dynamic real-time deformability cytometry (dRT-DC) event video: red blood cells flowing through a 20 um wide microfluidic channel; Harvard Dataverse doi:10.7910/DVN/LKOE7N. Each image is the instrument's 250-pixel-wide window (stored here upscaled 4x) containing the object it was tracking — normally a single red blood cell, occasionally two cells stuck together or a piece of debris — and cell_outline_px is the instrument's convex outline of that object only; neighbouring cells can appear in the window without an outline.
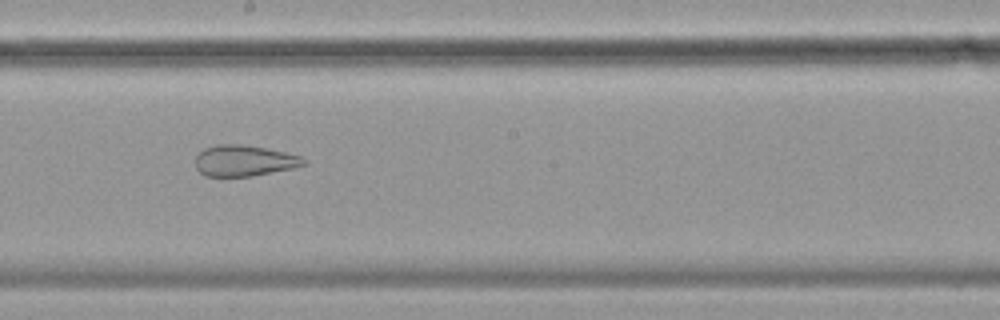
{"species": "common noctule bat (a hibernating species)", "species_latin": "Nyctalus noctula", "temperature_condition": "cold", "stored_images_in_passage": 56, "camera_frame_rate_fps": 3000, "um_per_image_px": 0.085, "animal": {"sex": "female", "body_mass_g": 19.9}, "frame": {"image": 1, "passage_image": 31, "time_ms": 10.0, "image_size_px": [1000, 320], "cell_outline_px": [[304, 164], [296, 168], [252, 176], [204, 176], [196, 168], [196, 156], [204, 148], [216, 144], [240, 144], [264, 148], [284, 152], [300, 156], [304, 160]], "centroid_in_image_um": [20.72, 13.66], "position_along_channel_um": 227.5, "area_um2": 19.48}}
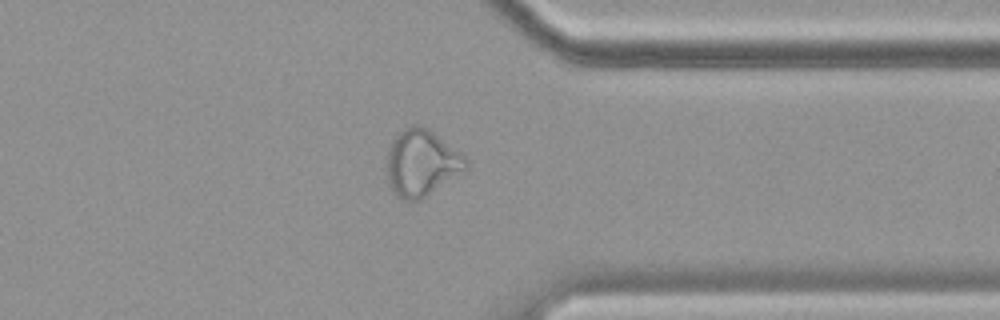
{"frame": {"image": 2, "passage_image": 44, "time_ms": 14.333, "image_size_px": [1000, 320], "cell_outline_px": [[468, 168], [420, 200], [404, 200], [396, 196], [388, 184], [388, 148], [392, 140], [404, 128], [412, 124], [420, 124], [428, 128], [460, 152], [468, 160]], "centroid_in_image_um": [35.83, 13.84], "position_along_channel_um": 375.6, "area_um2": 30.46}}
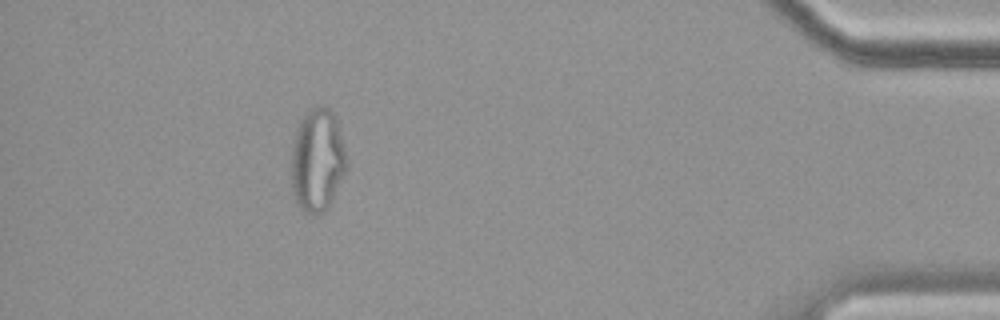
{"frame": {"image": 3, "passage_image": 51, "time_ms": 16.667, "image_size_px": [1000, 320], "cell_outline_px": [[344, 172], [328, 208], [324, 212], [316, 216], [304, 212], [300, 208], [292, 192], [292, 148], [296, 132], [300, 120], [316, 104], [320, 104], [332, 108], [336, 116], [344, 148]], "centroid_in_image_um": [26.96, 13.6], "position_along_channel_um": 408.2, "area_um2": 32.89}}